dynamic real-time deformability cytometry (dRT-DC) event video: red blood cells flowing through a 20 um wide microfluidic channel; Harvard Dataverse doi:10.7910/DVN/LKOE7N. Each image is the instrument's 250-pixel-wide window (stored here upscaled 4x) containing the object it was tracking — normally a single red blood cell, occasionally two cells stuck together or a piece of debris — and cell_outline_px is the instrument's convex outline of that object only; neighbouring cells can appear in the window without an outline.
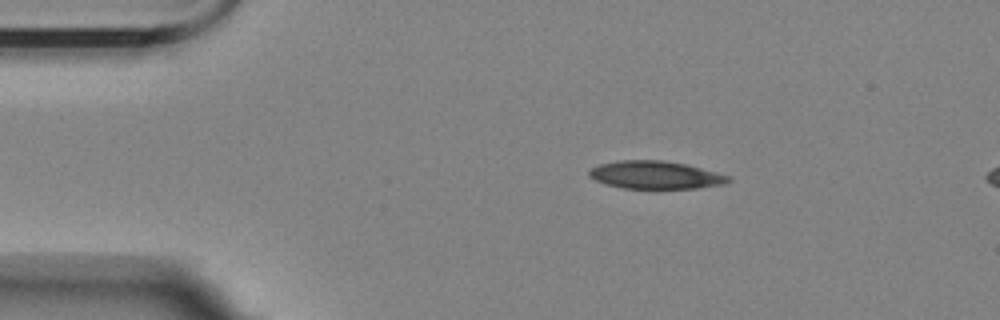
{"species": "Egyptian fruit bat (a non-hibernating species)", "species_latin": "Rousettus aegyptiacus", "temperature_condition": "room temperature", "stored_images_in_passage": 10, "camera_frame_rate_fps": 3000, "um_per_image_px": 0.085, "animal": {"sex": "female"}, "frame": {"image": 1, "passage_image": 2, "time_ms": 1.0, "image_size_px": [1000, 320], "cell_outline_px": [[732, 180], [724, 184], [696, 188], [624, 188], [608, 184], [596, 180], [588, 176], [588, 172], [592, 168], [600, 164], [616, 160], [664, 160], [688, 164], [732, 176]], "centroid_in_image_um": [55.76, 14.86], "position_along_channel_um": 29.2, "area_um2": 22.66}}
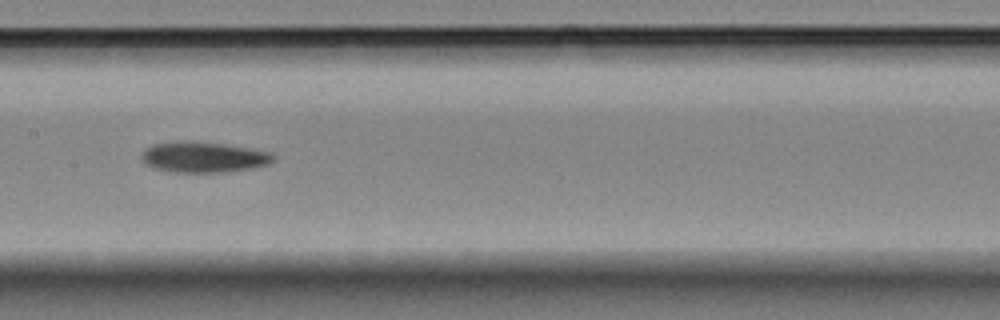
{"frame": {"image": 2, "passage_image": 7, "time_ms": 7.0, "image_size_px": [1000, 320], "cell_outline_px": [[276, 156], [268, 164], [252, 168], [224, 172], [176, 172], [152, 168], [144, 164], [140, 160], [140, 156], [144, 148], [152, 144], [176, 140], [192, 140], [248, 148], [272, 152]], "centroid_in_image_um": [17.21, 13.34], "position_along_channel_um": 190.2, "area_um2": 23.87}}
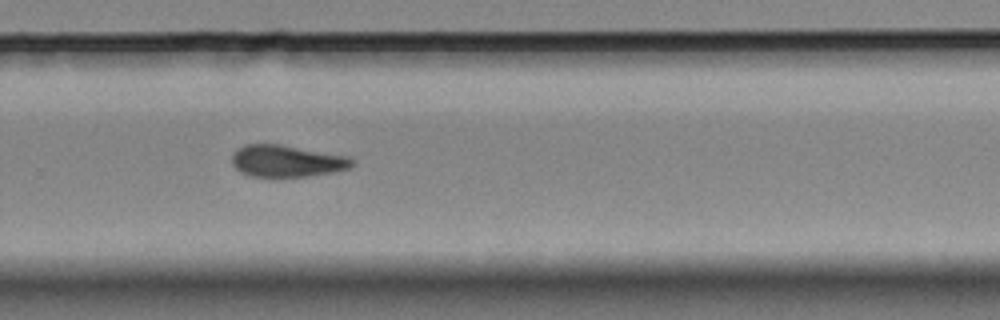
{"frame": {"image": 3, "passage_image": 10, "time_ms": 10.333, "image_size_px": [1000, 320], "cell_outline_px": [[356, 164], [348, 168], [332, 172], [312, 176], [248, 176], [240, 172], [232, 164], [232, 152], [236, 148], [244, 144], [280, 144], [352, 156]], "centroid_in_image_um": [24.39, 13.67], "position_along_channel_um": 305.4, "area_um2": 22.66}}